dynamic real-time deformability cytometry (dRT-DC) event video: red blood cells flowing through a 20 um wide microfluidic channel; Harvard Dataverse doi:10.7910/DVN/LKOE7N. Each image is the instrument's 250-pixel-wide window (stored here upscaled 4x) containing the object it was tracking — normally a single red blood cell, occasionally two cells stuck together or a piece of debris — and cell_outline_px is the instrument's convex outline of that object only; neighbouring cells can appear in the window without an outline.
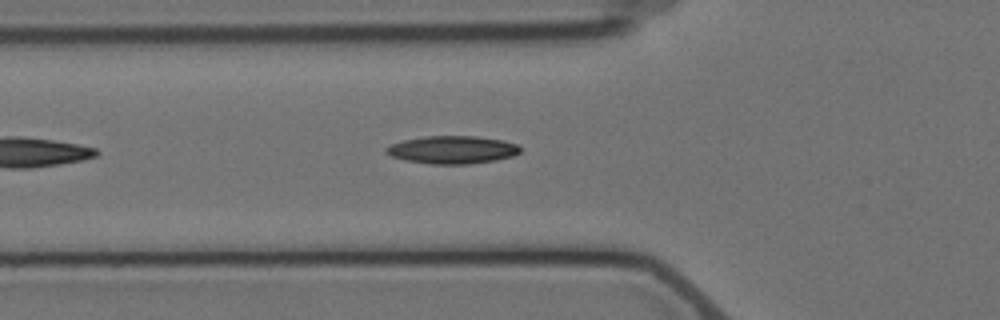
{"species": "Egyptian fruit bat (a non-hibernating species)", "species_latin": "Rousettus aegyptiacus", "temperature_condition": "cold", "stored_images_in_passage": 2, "camera_frame_rate_fps": 3000, "um_per_image_px": 0.085, "animal": {"sex": "female"}, "frame": {"image": 1, "passage_image": 2, "time_ms": 1.333, "image_size_px": [1000, 320], "cell_outline_px": [[520, 152], [512, 156], [496, 160], [468, 164], [428, 164], [404, 160], [392, 156], [384, 152], [384, 148], [392, 144], [404, 140], [424, 136], [476, 136], [500, 140], [516, 144], [520, 148]], "centroid_in_image_um": [38.41, 12.73], "position_along_channel_um": 87.4, "area_um2": 21.68}}